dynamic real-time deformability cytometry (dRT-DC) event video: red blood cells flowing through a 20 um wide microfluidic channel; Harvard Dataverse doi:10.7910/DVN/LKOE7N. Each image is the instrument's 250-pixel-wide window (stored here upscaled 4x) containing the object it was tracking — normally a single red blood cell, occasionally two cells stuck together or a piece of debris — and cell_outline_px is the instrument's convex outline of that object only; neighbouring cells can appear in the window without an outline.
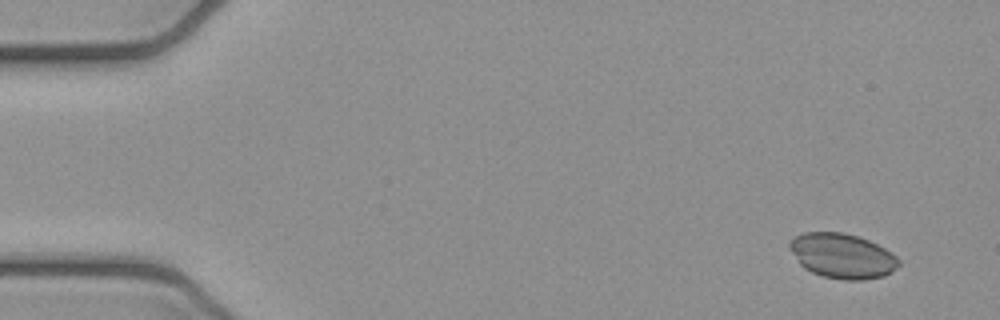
{"species": "common noctule bat (a hibernating species)", "species_latin": "Nyctalus noctula", "temperature_condition": "cold", "stored_images_in_passage": 5, "camera_frame_rate_fps": 3000, "um_per_image_px": 0.085, "animal": {"sex": "female", "body_mass_g": 21.9}, "frame": {"image": 1, "passage_image": 1, "time_ms": 0.0, "image_size_px": [1000, 320], "cell_outline_px": [[900, 264], [884, 276], [864, 280], [844, 280], [824, 276], [812, 272], [804, 268], [800, 264], [788, 248], [788, 244], [796, 236], [804, 232], [844, 232], [868, 240], [892, 252], [900, 260]], "centroid_in_image_um": [71.59, 21.75], "position_along_channel_um": 13.4, "area_um2": 28.44}}
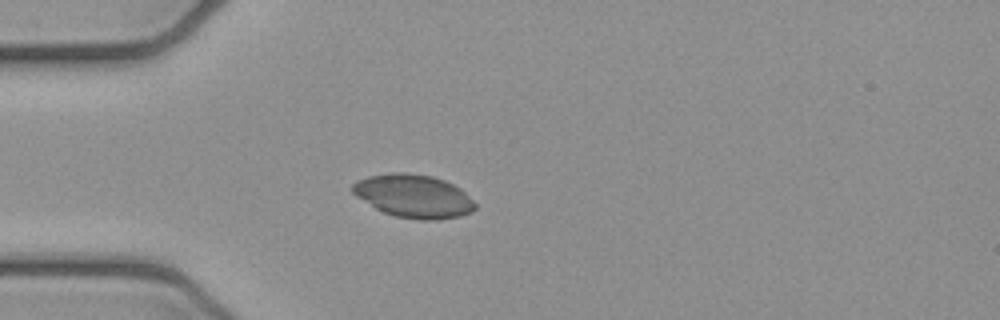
{"frame": {"image": 2, "passage_image": 4, "time_ms": 1.0, "image_size_px": [1000, 320], "cell_outline_px": [[476, 208], [472, 212], [460, 216], [440, 220], [420, 220], [396, 216], [384, 212], [376, 208], [356, 196], [352, 192], [352, 184], [356, 180], [368, 176], [392, 172], [408, 172], [432, 176], [444, 180], [460, 188], [476, 204]], "centroid_in_image_um": [35.16, 16.66], "position_along_channel_um": 49.8, "area_um2": 30.92}}